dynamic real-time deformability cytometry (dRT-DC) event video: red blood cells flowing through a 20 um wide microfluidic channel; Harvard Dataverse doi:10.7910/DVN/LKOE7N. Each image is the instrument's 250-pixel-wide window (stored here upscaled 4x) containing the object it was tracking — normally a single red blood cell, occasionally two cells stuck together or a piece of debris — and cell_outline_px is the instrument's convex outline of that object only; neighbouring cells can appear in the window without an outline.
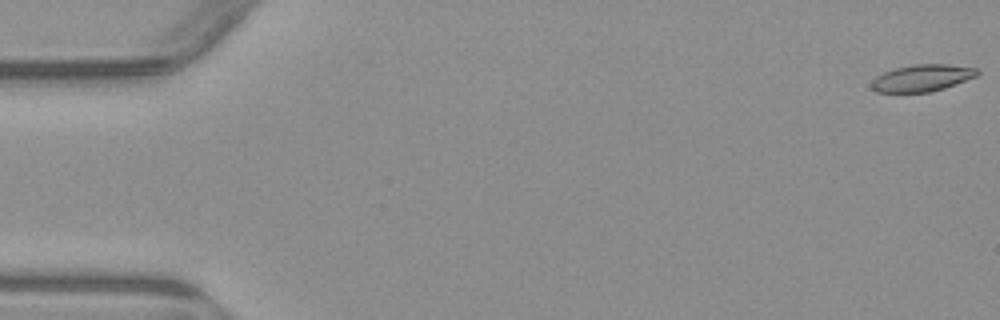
{"species": "common noctule bat (a hibernating species)", "species_latin": "Nyctalus noctula", "temperature_condition": "warm", "stored_images_in_passage": 5, "camera_frame_rate_fps": 3000, "um_per_image_px": 0.085, "animal": {"sex": "male", "body_mass_g": 23.1, "forearm_length_mm": 52.7}, "frame": {"image": 1, "passage_image": 1, "time_ms": 0.0, "image_size_px": [1000, 320], "cell_outline_px": [[980, 72], [976, 76], [944, 88], [928, 92], [876, 92], [872, 88], [872, 80], [876, 76], [884, 72], [896, 68], [912, 64], [948, 64], [976, 68]], "centroid_in_image_um": [78.37, 6.62], "position_along_channel_um": 6.6, "area_um2": 16.42}}
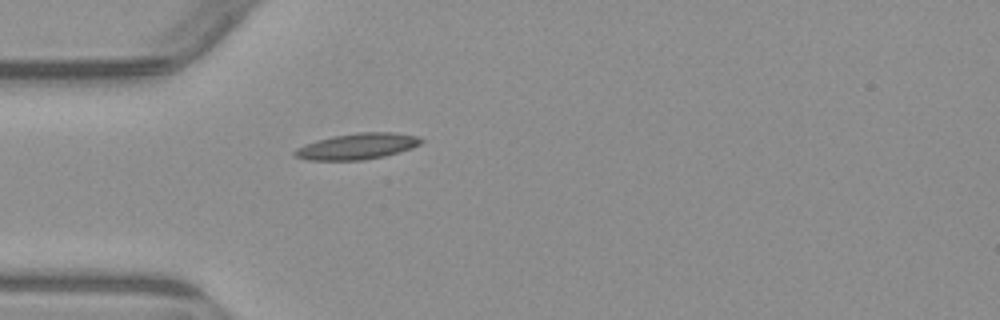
{"frame": {"image": 2, "passage_image": 5, "time_ms": 5.0, "image_size_px": [1000, 320], "cell_outline_px": [[424, 140], [420, 144], [412, 148], [384, 156], [364, 160], [308, 160], [292, 156], [292, 152], [296, 148], [304, 144], [316, 140], [332, 136], [356, 132], [396, 132], [420, 136]], "centroid_in_image_um": [30.35, 12.43], "position_along_channel_um": 54.6, "area_um2": 19.48}}